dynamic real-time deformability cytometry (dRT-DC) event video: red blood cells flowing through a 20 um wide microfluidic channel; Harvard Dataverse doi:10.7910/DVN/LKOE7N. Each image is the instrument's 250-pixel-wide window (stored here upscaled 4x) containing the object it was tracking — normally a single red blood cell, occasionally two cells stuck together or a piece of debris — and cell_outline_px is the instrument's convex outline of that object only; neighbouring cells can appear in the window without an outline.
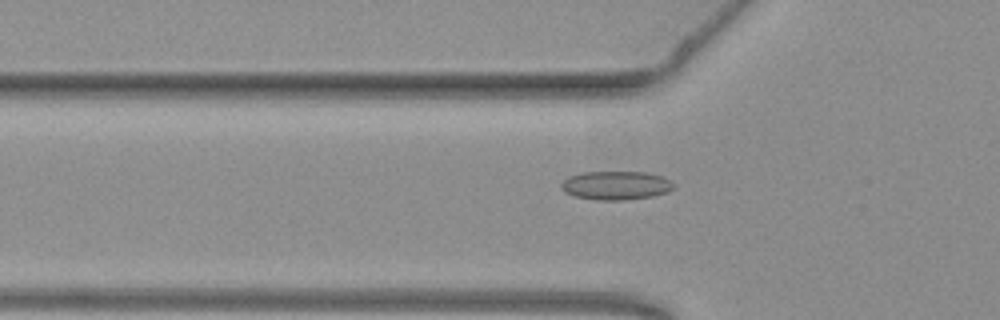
{"species": "common noctule bat (a hibernating species)", "species_latin": "Nyctalus noctula", "temperature_condition": "warm", "stored_images_in_passage": 45, "camera_frame_rate_fps": 3000, "um_per_image_px": 0.085, "animal": {"sex": "female", "body_mass_g": 19.3, "forearm_length_mm": 54.1}, "frame": {"image": 1, "passage_image": 18, "time_ms": 5.667, "image_size_px": [1000, 320], "cell_outline_px": [[676, 184], [668, 192], [652, 196], [624, 200], [596, 200], [576, 196], [564, 192], [560, 188], [560, 184], [568, 176], [580, 172], [648, 172], [664, 176], [672, 180]], "centroid_in_image_um": [52.37, 15.75], "position_along_channel_um": 73.4, "area_um2": 19.07}}
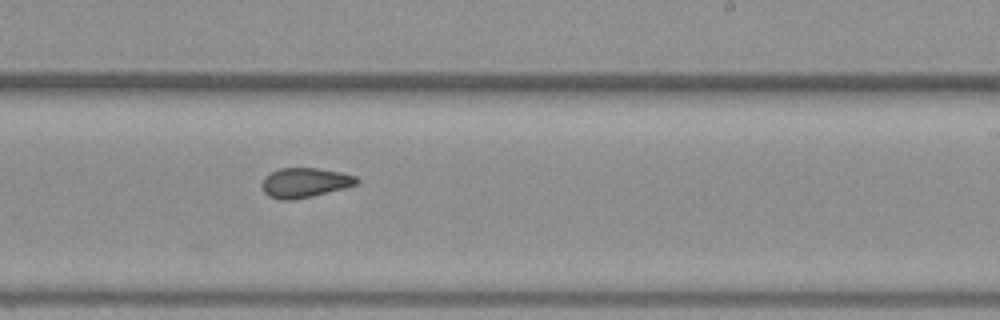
{"frame": {"image": 2, "passage_image": 33, "time_ms": 10.667, "image_size_px": [1000, 320], "cell_outline_px": [[360, 180], [356, 184], [344, 188], [312, 196], [292, 200], [280, 200], [268, 196], [264, 192], [264, 176], [280, 168], [316, 168], [340, 172], [356, 176]], "centroid_in_image_um": [25.92, 15.53], "position_along_channel_um": 263.1, "area_um2": 16.18}}
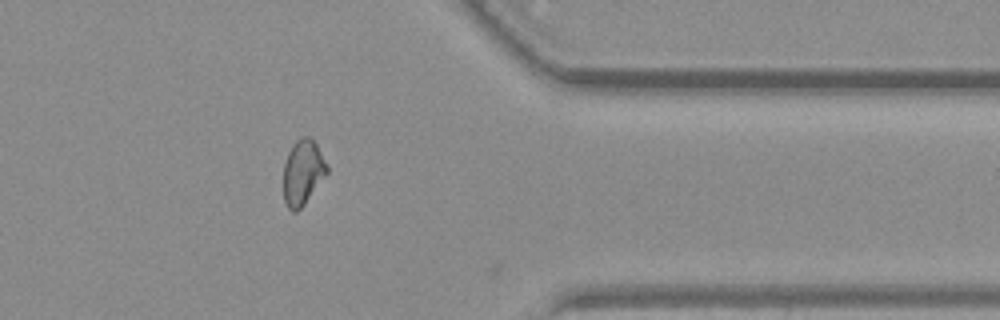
{"frame": {"image": 3, "passage_image": 44, "time_ms": 14.333, "image_size_px": [1000, 320], "cell_outline_px": [[328, 172], [304, 204], [296, 212], [292, 212], [288, 208], [284, 200], [284, 164], [288, 152], [292, 144], [300, 136], [308, 136], [316, 144], [328, 164]], "centroid_in_image_um": [25.74, 14.63], "position_along_channel_um": 385.7, "area_um2": 16.47}, "authors_computed_cell_mechanics": {"area_um2": 16.8198, "velocity_mm_per_s": 3.7786, "shape_relaxation_time_tau1_ms": null, "shape_relaxation_time_tau2_ms": 2.521, "deformation_change_tau1": null, "deformation_change_tau2": 0.0771}}